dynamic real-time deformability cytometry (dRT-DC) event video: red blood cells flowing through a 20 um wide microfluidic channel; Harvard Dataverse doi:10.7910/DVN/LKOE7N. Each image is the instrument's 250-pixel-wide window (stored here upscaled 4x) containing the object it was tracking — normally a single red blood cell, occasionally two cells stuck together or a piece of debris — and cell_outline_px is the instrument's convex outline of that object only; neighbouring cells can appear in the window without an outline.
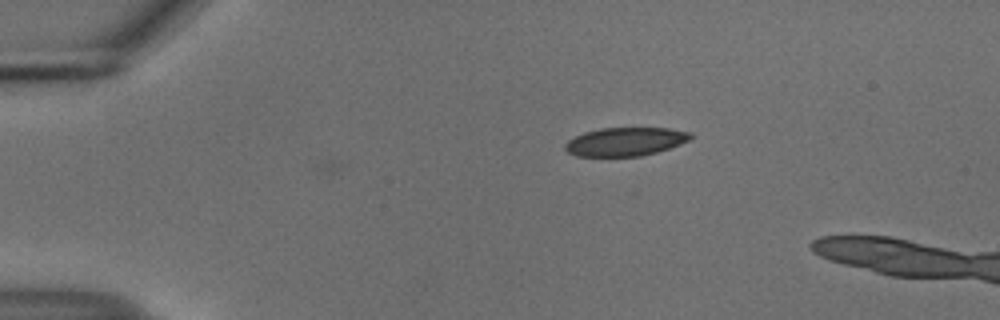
{"species": "common noctule bat (a hibernating species)", "species_latin": "Nyctalus noctula", "temperature_condition": "cold", "stored_images_in_passage": 4, "camera_frame_rate_fps": 3000, "um_per_image_px": 0.085, "animal": {"sex": "male", "body_mass_g": 18.8}, "frame": {"image": 1, "passage_image": 1, "time_ms": 0.0, "image_size_px": [1000, 320], "cell_outline_px": [[692, 136], [688, 140], [680, 144], [656, 152], [640, 156], [576, 156], [568, 152], [564, 148], [564, 144], [568, 140], [584, 132], [600, 128], [668, 128], [692, 132]], "centroid_in_image_um": [53.13, 12.03], "position_along_channel_um": 31.9, "area_um2": 20.75}}